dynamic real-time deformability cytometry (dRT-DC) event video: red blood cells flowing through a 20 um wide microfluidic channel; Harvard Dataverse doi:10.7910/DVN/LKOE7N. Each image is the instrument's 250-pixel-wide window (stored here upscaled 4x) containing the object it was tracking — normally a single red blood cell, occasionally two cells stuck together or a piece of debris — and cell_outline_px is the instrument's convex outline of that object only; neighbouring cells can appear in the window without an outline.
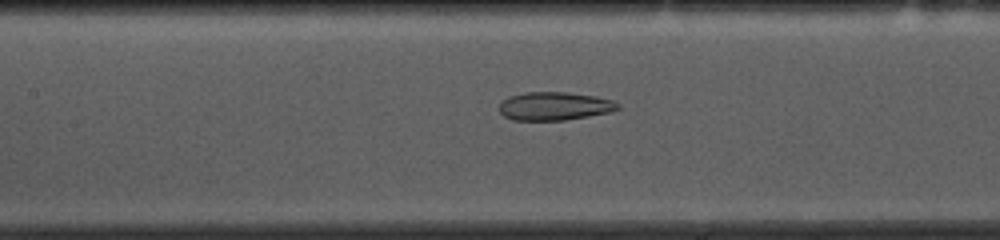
{"species": "common noctule bat (a hibernating species)", "species_latin": "Nyctalus noctula", "temperature_condition": "cold", "stored_images_in_passage": 53, "camera_frame_rate_fps": 3000, "um_per_image_px": 0.085, "animal": {"sex": "female", "body_mass_g": 10.0, "forearm_length_mm": 53.1}, "frame": {"image": 1, "passage_image": 23, "time_ms": 7.333, "image_size_px": [1000, 240], "cell_outline_px": [[620, 108], [612, 112], [564, 120], [512, 120], [504, 116], [500, 112], [500, 104], [508, 96], [524, 92], [568, 92], [596, 96], [612, 100], [620, 104]], "centroid_in_image_um": [47.15, 9.01], "position_along_channel_um": 160.2, "area_um2": 19.65}}
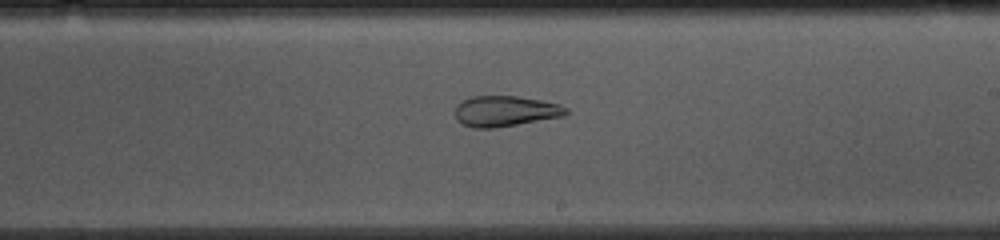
{"frame": {"image": 2, "passage_image": 30, "time_ms": 9.667, "image_size_px": [1000, 240], "cell_outline_px": [[568, 112], [564, 116], [496, 128], [472, 128], [456, 120], [456, 104], [460, 100], [472, 96], [516, 96], [540, 100], [560, 104], [568, 108]], "centroid_in_image_um": [42.93, 9.44], "position_along_channel_um": 246.1, "area_um2": 19.94}}
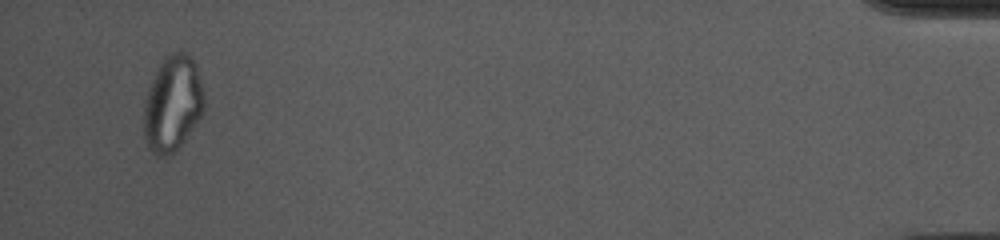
{"frame": {"image": 3, "passage_image": 51, "time_ms": 16.667, "image_size_px": [1000, 240], "cell_outline_px": [[204, 108], [200, 120], [176, 152], [168, 156], [164, 156], [152, 152], [148, 148], [144, 136], [144, 104], [148, 88], [164, 56], [172, 52], [184, 52], [196, 64], [204, 92]], "centroid_in_image_um": [14.69, 8.84], "position_along_channel_um": 420.5, "area_um2": 33.81}, "authors_computed_cell_mechanics": {"area_um2": 25.5476, "velocity_mm_per_s": 3.6929, "shape_relaxation_time_tau1_ms": null, "shape_relaxation_time_tau2_ms": 2.1535, "deformation_change_tau1": null, "deformation_change_tau2": 0.0777}}